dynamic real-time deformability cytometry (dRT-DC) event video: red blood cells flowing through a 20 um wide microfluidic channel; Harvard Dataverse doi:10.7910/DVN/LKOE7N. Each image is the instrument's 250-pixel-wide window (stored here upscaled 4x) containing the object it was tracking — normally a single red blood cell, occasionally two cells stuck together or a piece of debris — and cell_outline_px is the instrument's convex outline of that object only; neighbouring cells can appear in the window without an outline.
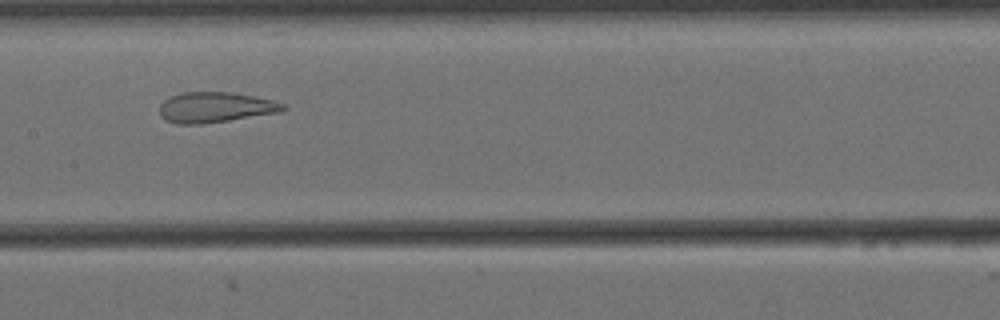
{"species": "Egyptian fruit bat (a non-hibernating species)", "species_latin": "Rousettus aegyptiacus", "temperature_condition": "cold", "stored_images_in_passage": 50, "camera_frame_rate_fps": 3000, "um_per_image_px": 0.085, "animal": {"sex": "female"}, "frame": {"image": 1, "passage_image": 20, "time_ms": 6.333, "image_size_px": [1000, 320], "cell_outline_px": [[288, 108], [280, 112], [228, 120], [200, 124], [176, 124], [164, 120], [160, 116], [160, 104], [164, 100], [172, 96], [184, 92], [232, 92], [276, 100], [284, 104]], "centroid_in_image_um": [18.31, 9.12], "position_along_channel_um": 189.1, "area_um2": 21.96}}
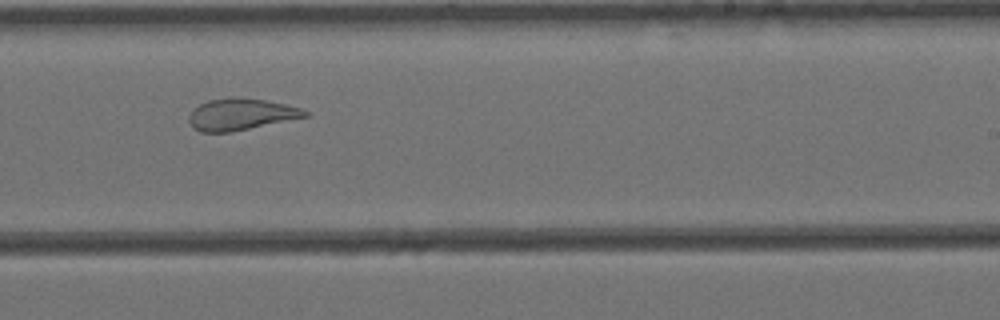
{"frame": {"image": 2, "passage_image": 27, "time_ms": 8.667, "image_size_px": [1000, 320], "cell_outline_px": [[308, 116], [232, 132], [200, 132], [192, 128], [188, 120], [188, 116], [200, 104], [208, 100], [232, 96], [236, 96], [264, 100], [284, 104], [300, 108], [308, 112]], "centroid_in_image_um": [20.43, 9.72], "position_along_channel_um": 268.6, "area_um2": 21.33}}
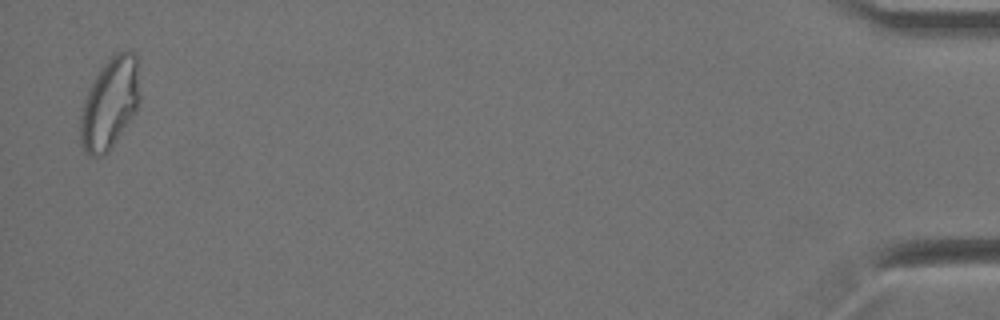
{"frame": {"image": 3, "passage_image": 49, "time_ms": 16.0, "image_size_px": [1000, 320], "cell_outline_px": [[140, 100], [136, 108], [116, 140], [108, 152], [100, 156], [88, 156], [80, 144], [80, 108], [96, 76], [104, 64], [116, 52], [124, 48], [136, 52], [140, 96]], "centroid_in_image_um": [9.32, 8.76], "position_along_channel_um": 425.9, "area_um2": 31.39}, "authors_computed_cell_mechanics": {"area_um2": 26.3279, "velocity_mm_per_s": 3.4382, "shape_relaxation_time_tau1_ms": null, "shape_relaxation_time_tau2_ms": 1.8383, "deformation_change_tau1": null, "deformation_change_tau2": 0.1004}}